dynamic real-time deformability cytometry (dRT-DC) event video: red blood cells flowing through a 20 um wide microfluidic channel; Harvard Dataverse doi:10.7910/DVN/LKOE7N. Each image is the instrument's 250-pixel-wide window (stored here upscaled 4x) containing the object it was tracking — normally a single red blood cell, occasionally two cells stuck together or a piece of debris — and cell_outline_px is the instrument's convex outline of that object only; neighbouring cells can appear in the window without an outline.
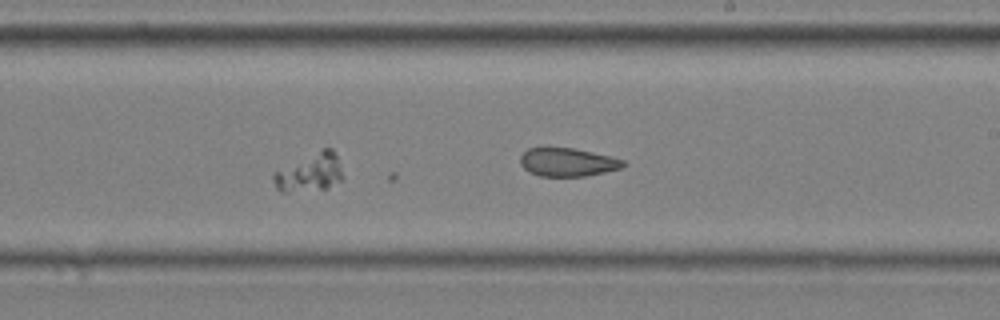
{"species": "common noctule bat (a hibernating species)", "species_latin": "Nyctalus noctula", "temperature_condition": "cold", "stored_images_in_passage": 21, "camera_frame_rate_fps": 3000, "um_per_image_px": 0.085, "animal": {"sex": "male", "body_mass_g": 20.4}, "frame": {"image": 1, "passage_image": 21, "time_ms": 6.667, "image_size_px": [1000, 320], "cell_outline_px": [[628, 164], [620, 168], [604, 172], [584, 176], [540, 176], [524, 168], [520, 164], [520, 156], [528, 148], [572, 148], [612, 156], [624, 160]], "centroid_in_image_um": [48.27, 13.78], "position_along_channel_um": 240.7, "area_um2": 16.88}}